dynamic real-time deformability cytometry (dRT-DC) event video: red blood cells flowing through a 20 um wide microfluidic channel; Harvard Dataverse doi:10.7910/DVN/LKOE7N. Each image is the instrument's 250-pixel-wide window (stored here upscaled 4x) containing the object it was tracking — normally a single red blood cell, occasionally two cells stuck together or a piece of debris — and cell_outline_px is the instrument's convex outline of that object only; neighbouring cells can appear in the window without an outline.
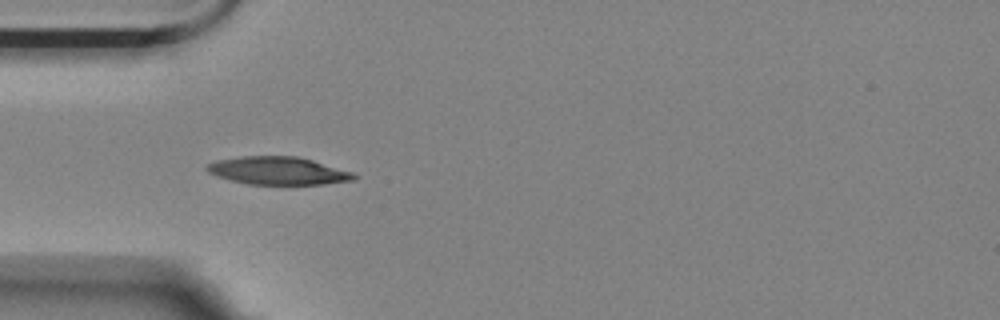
{"species": "Egyptian fruit bat (a non-hibernating species)", "species_latin": "Rousettus aegyptiacus", "temperature_condition": "room temperature", "stored_images_in_passage": 6, "camera_frame_rate_fps": 3000, "um_per_image_px": 0.085, "animal": {"sex": "female"}, "frame": {"image": 1, "passage_image": 5, "time_ms": 4.333, "image_size_px": [1000, 320], "cell_outline_px": [[356, 176], [352, 180], [320, 184], [248, 184], [216, 176], [208, 172], [204, 168], [208, 164], [216, 160], [240, 156], [296, 156], [312, 160], [352, 172]], "centroid_in_image_um": [23.57, 14.5], "position_along_channel_um": 61.4, "area_um2": 23.58}}
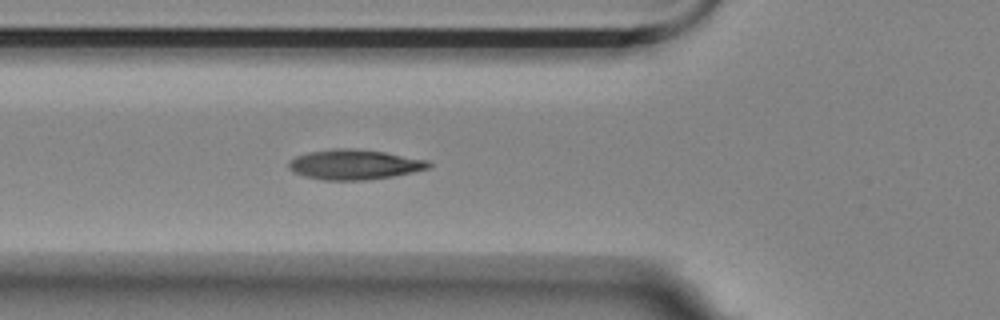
{"frame": {"image": 2, "passage_image": 6, "time_ms": 5.333, "image_size_px": [1000, 320], "cell_outline_px": [[432, 164], [428, 168], [412, 172], [392, 176], [364, 180], [324, 180], [304, 176], [292, 172], [288, 168], [288, 160], [296, 156], [308, 152], [336, 148], [348, 148], [384, 152], [428, 160]], "centroid_in_image_um": [30.07, 13.98], "position_along_channel_um": 95.7, "area_um2": 24.39}}